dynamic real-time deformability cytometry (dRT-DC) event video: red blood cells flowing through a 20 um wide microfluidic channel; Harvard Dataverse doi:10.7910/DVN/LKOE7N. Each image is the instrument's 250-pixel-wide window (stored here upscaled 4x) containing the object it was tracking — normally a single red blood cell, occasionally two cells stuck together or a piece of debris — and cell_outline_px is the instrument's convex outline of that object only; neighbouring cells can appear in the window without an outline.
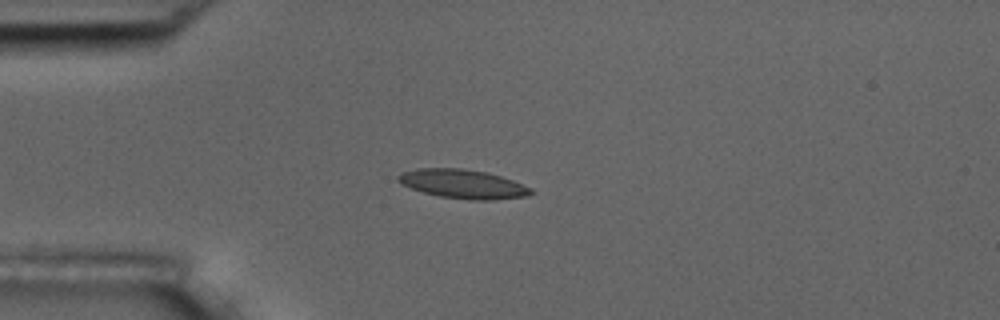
{"species": "common noctule bat (a hibernating species)", "species_latin": "Nyctalus noctula", "temperature_condition": "room temperature", "stored_images_in_passage": 8, "camera_frame_rate_fps": 3000, "um_per_image_px": 0.085, "animal": {"sex": "male", "body_mass_g": 17.5, "forearm_length_mm": 52.3}, "frame": {"image": 1, "passage_image": 4, "time_ms": 1.0, "image_size_px": [1000, 320], "cell_outline_px": [[536, 192], [528, 196], [492, 200], [472, 200], [440, 196], [424, 192], [400, 184], [396, 180], [396, 176], [400, 172], [416, 168], [464, 168], [488, 172], [512, 180], [532, 188]], "centroid_in_image_um": [39.34, 15.63], "position_along_channel_um": 45.7, "area_um2": 22.66}}
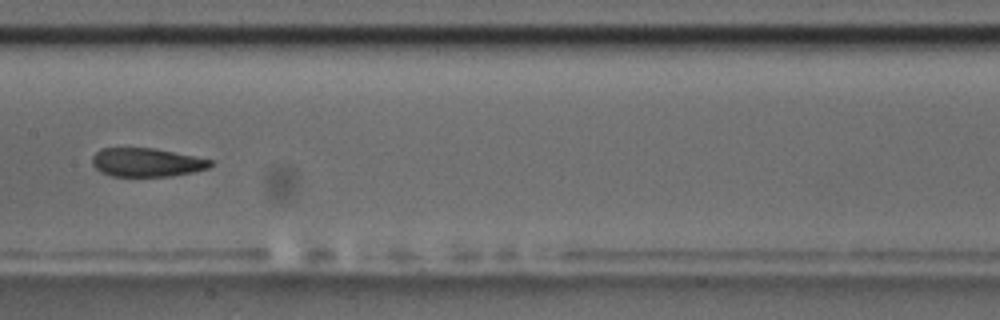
{"frame": {"image": 2, "passage_image": 8, "time_ms": 2.333, "image_size_px": [1000, 320], "cell_outline_px": [[212, 164], [208, 168], [192, 172], [172, 176], [112, 176], [100, 172], [92, 164], [92, 156], [100, 148], [156, 148], [212, 160]], "centroid_in_image_um": [12.43, 13.8], "position_along_channel_um": 195.0, "area_um2": 19.71}}